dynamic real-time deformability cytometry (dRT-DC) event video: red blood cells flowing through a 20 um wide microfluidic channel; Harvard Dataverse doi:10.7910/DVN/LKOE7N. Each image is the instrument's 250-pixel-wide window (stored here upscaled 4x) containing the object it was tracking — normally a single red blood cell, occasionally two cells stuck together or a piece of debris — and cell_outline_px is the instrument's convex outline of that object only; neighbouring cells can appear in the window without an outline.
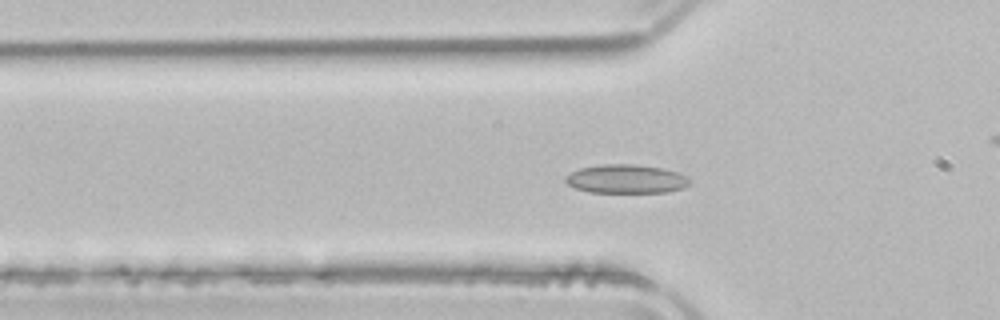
{"species": "common noctule bat (a hibernating species)", "species_latin": "Nyctalus noctula", "temperature_condition": "room temperature", "stored_images_in_passage": 46, "camera_frame_rate_fps": 3000, "um_per_image_px": 0.085, "animal": {"sex": "male", "body_mass_g": 21.5, "forearm_length_mm": 52.0}, "frame": {"image": 1, "passage_image": 10, "time_ms": 3.0, "image_size_px": [1000, 320], "cell_outline_px": [[688, 184], [684, 188], [668, 192], [588, 192], [576, 188], [568, 184], [564, 180], [564, 176], [580, 168], [600, 164], [636, 164], [664, 168], [688, 176]], "centroid_in_image_um": [53.21, 15.2], "position_along_channel_um": 72.6, "area_um2": 20.87}}
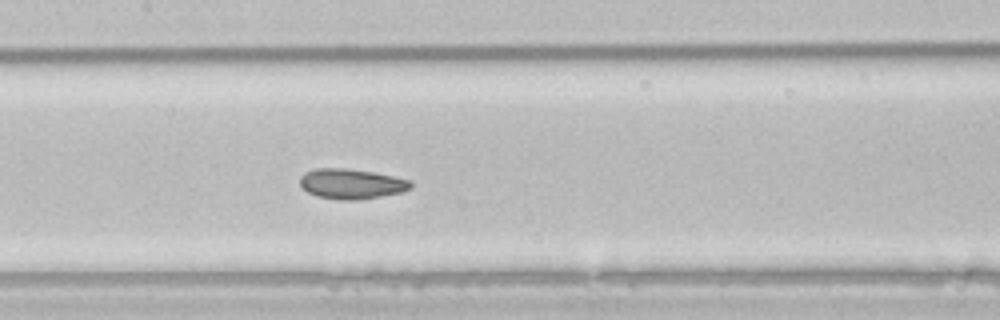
{"frame": {"image": 2, "passage_image": 18, "time_ms": 5.667, "image_size_px": [1000, 320], "cell_outline_px": [[412, 188], [404, 192], [356, 200], [340, 200], [316, 196], [308, 192], [300, 184], [300, 176], [304, 172], [316, 168], [348, 168], [372, 172], [412, 180]], "centroid_in_image_um": [29.88, 15.62], "position_along_channel_um": 177.5, "area_um2": 19.54}}
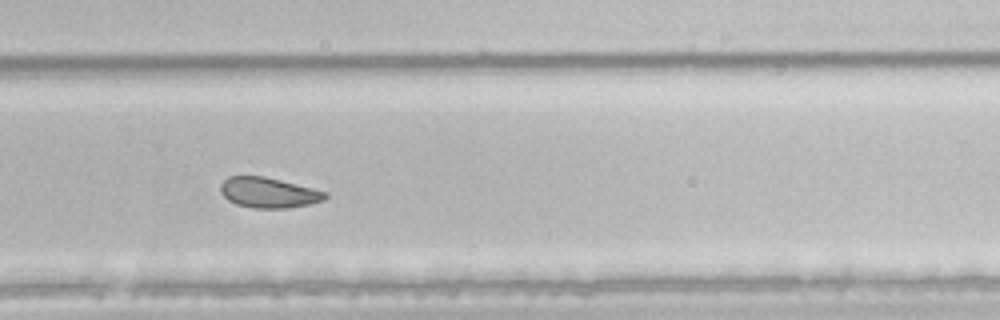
{"frame": {"image": 3, "passage_image": 28, "time_ms": 9.0, "image_size_px": [1000, 320], "cell_outline_px": [[328, 196], [324, 200], [312, 204], [288, 208], [252, 208], [236, 204], [228, 200], [220, 192], [220, 184], [228, 176], [264, 176], [328, 192]], "centroid_in_image_um": [22.83, 16.38], "position_along_channel_um": 307.0, "area_um2": 18.61}, "authors_computed_cell_mechanics": {"area_um2": 20.7502, "velocity_mm_per_s": 3.9032, "shape_relaxation_time_tau1_ms": 4.2071, "shape_relaxation_time_tau2_ms": 2.5456, "deformation_change_tau1": 0.0733, "deformation_change_tau2": 0.0706}}